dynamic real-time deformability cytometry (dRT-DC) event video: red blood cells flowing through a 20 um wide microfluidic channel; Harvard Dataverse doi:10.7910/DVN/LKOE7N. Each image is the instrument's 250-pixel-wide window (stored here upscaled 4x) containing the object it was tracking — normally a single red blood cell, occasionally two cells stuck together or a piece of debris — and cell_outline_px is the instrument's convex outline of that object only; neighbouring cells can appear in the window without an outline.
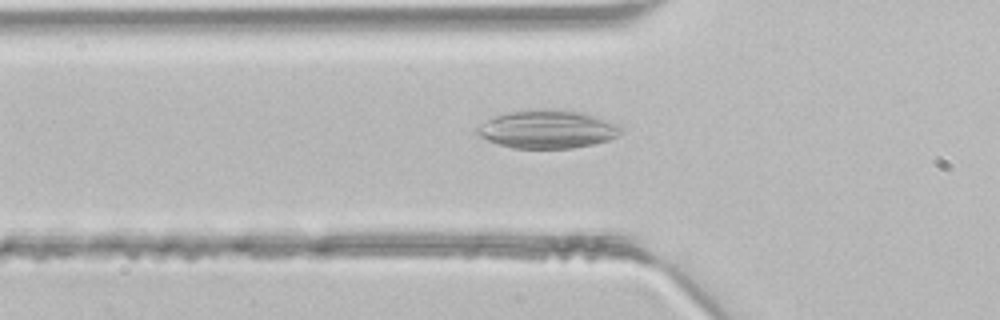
{"species": "common noctule bat (a hibernating species)", "species_latin": "Nyctalus noctula", "temperature_condition": "room temperature", "stored_images_in_passage": 34, "camera_frame_rate_fps": 3000, "um_per_image_px": 0.085, "animal": {"sex": "male", "body_mass_g": 21.5, "forearm_length_mm": 52.0}, "frame": {"image": 1, "passage_image": 7, "time_ms": 2.0, "image_size_px": [1000, 320], "cell_outline_px": [[624, 132], [620, 136], [608, 140], [592, 144], [572, 148], [512, 148], [496, 144], [480, 136], [476, 132], [476, 128], [480, 124], [492, 116], [504, 112], [532, 108], [548, 108], [580, 112], [616, 124]], "centroid_in_image_um": [46.46, 10.97], "position_along_channel_um": 79.3, "area_um2": 32.25}}
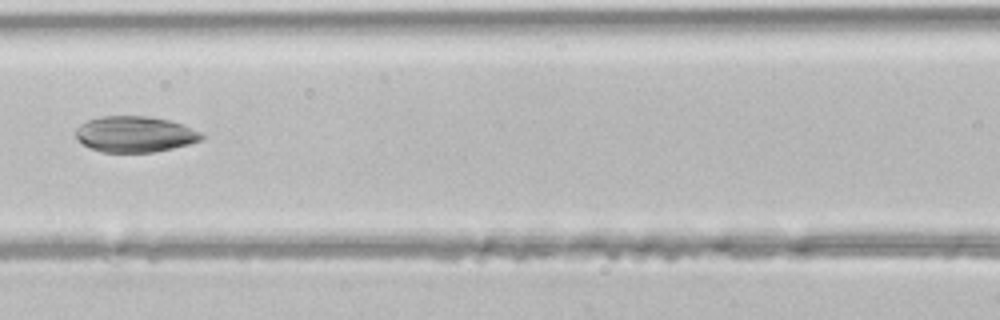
{"frame": {"image": 2, "passage_image": 12, "time_ms": 3.667, "image_size_px": [1000, 320], "cell_outline_px": [[204, 136], [200, 140], [188, 144], [172, 148], [152, 152], [100, 152], [88, 148], [76, 136], [76, 128], [80, 124], [88, 120], [100, 116], [148, 116], [168, 120], [180, 124], [200, 132]], "centroid_in_image_um": [11.42, 11.41], "position_along_channel_um": 155.2, "area_um2": 26.13}}
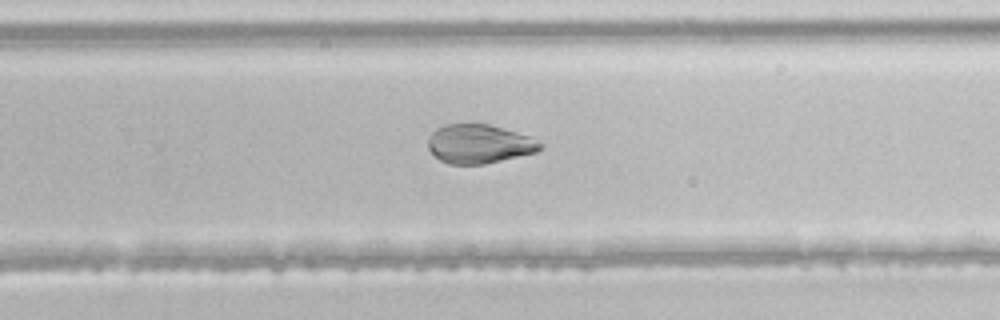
{"frame": {"image": 3, "passage_image": 21, "time_ms": 6.667, "image_size_px": [1000, 320], "cell_outline_px": [[544, 148], [536, 152], [484, 164], [448, 164], [440, 160], [428, 148], [428, 140], [432, 132], [436, 128], [444, 124], [488, 124], [516, 132], [528, 136], [544, 144]], "centroid_in_image_um": [40.72, 12.23], "position_along_channel_um": 289.1, "area_um2": 25.32}}